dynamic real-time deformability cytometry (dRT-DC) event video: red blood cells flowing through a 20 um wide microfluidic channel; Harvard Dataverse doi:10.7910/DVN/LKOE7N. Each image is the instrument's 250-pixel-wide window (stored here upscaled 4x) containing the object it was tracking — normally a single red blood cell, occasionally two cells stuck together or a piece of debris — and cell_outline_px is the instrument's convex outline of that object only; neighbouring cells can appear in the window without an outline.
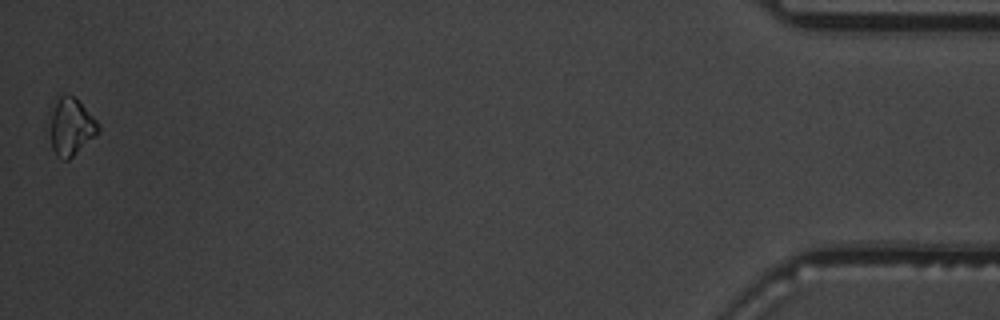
{"species": "common noctule bat (a hibernating species)", "species_latin": "Nyctalus noctula", "temperature_condition": "warm", "stored_images_in_passage": 45, "segment_of_instrument_passage": [2, 2], "camera_frame_rate_fps": 3000, "um_per_image_px": 0.085, "animal": {"sex": "male", "body_mass_g": 19.5, "forearm_length_mm": 54.6}, "frame": {"image": 1, "passage_image": 45, "time_ms": 14.667, "image_size_px": [1000, 320], "cell_outline_px": [[100, 132], [96, 136], [68, 160], [64, 160], [56, 156], [52, 148], [48, 108], [60, 96], [72, 96], [100, 124]], "centroid_in_image_um": [6.0, 10.79], "position_along_channel_um": 429.2, "area_um2": 16.24}}